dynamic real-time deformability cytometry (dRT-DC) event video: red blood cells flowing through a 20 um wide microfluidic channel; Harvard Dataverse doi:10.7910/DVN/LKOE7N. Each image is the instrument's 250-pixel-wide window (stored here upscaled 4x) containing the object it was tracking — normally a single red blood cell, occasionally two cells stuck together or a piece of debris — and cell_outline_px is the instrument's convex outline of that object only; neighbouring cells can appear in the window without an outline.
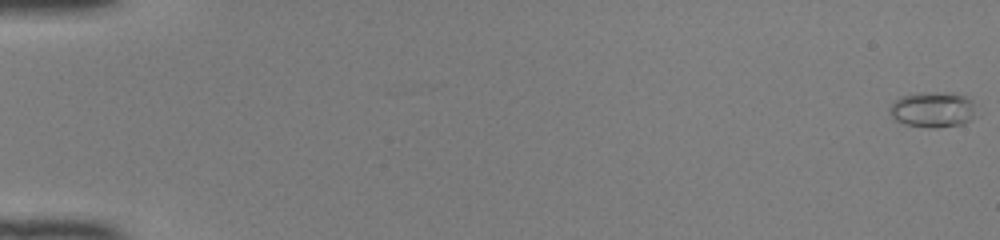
{"species": "common noctule bat (a hibernating species)", "species_latin": "Nyctalus noctula", "temperature_condition": "room temperature", "stored_images_in_passage": 51, "camera_frame_rate_fps": 3000, "um_per_image_px": 0.085, "animal": {"sex": "female", "body_mass_g": 22.0, "forearm_length_mm": 56.7}, "frame": {"image": 1, "passage_image": 1, "time_ms": 0.0, "image_size_px": [1000, 240], "cell_outline_px": [[972, 116], [964, 124], [936, 128], [932, 128], [904, 124], [896, 120], [888, 112], [892, 104], [900, 96], [936, 92], [964, 96], [972, 100]], "centroid_in_image_um": [79.23, 9.34], "position_along_channel_um": 5.8, "area_um2": 17.34}}
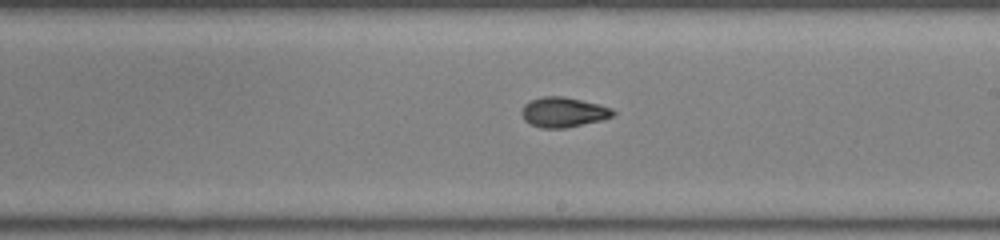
{"frame": {"image": 2, "passage_image": 31, "time_ms": 10.0, "image_size_px": [1000, 240], "cell_outline_px": [[616, 112], [612, 116], [600, 120], [564, 128], [540, 128], [524, 120], [520, 112], [524, 104], [532, 100], [544, 96], [564, 96], [600, 104], [612, 108]], "centroid_in_image_um": [47.87, 9.52], "position_along_channel_um": 241.1, "area_um2": 15.9}}
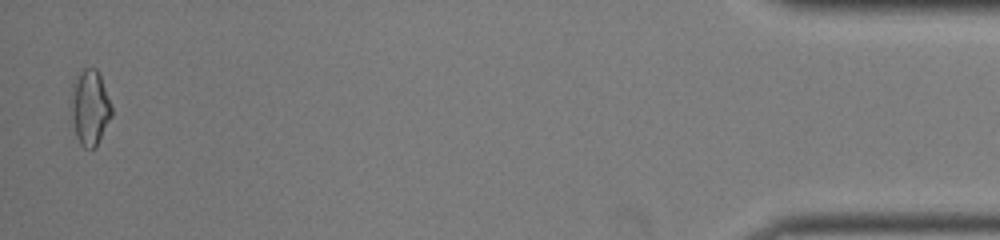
{"frame": {"image": 3, "passage_image": 50, "time_ms": 16.333, "image_size_px": [1000, 240], "cell_outline_px": [[112, 116], [96, 148], [84, 148], [80, 144], [76, 136], [72, 120], [72, 84], [76, 76], [84, 68], [96, 68], [100, 76], [112, 108]], "centroid_in_image_um": [7.65, 9.17], "position_along_channel_um": 427.6, "area_um2": 17.63}, "authors_computed_cell_mechanics": {"area_um2": 15.9528, "velocity_mm_per_s": 4.1609, "shape_relaxation_time_tau1_ms": 5.3592, "shape_relaxation_time_tau2_ms": 1.9642, "deformation_change_tau1": 0.1937, "deformation_change_tau2": 0.0498}}